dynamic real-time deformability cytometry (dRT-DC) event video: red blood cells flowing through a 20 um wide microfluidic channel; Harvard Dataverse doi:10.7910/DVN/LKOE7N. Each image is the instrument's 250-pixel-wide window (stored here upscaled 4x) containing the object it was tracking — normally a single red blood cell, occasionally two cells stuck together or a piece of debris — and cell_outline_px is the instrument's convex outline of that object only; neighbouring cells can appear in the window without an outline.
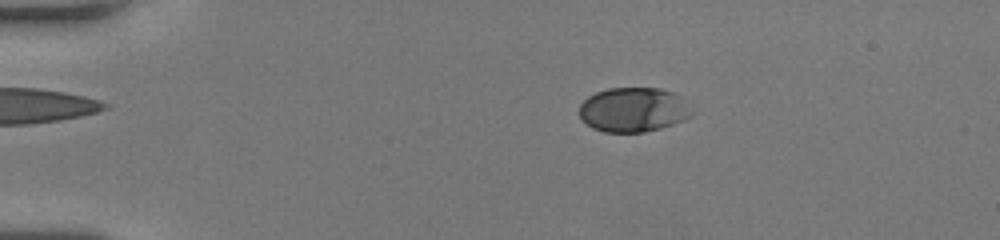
{"species": "human", "species_latin": "Homo sapiens", "temperature_condition": "room temperature", "stored_images_in_passage": 47, "camera_frame_rate_fps": 3000, "um_per_image_px": 0.085, "donor": {"sex": "female"}, "frame": {"image": 1, "passage_image": 5, "time_ms": 1.333, "image_size_px": [1000, 240], "cell_outline_px": [[696, 112], [692, 116], [684, 120], [660, 128], [644, 132], [604, 132], [592, 128], [580, 120], [580, 104], [588, 96], [596, 92], [608, 88], [660, 88], [672, 92], [680, 96]], "centroid_in_image_um": [53.85, 9.33], "position_along_channel_um": 31.2, "area_um2": 29.48}}
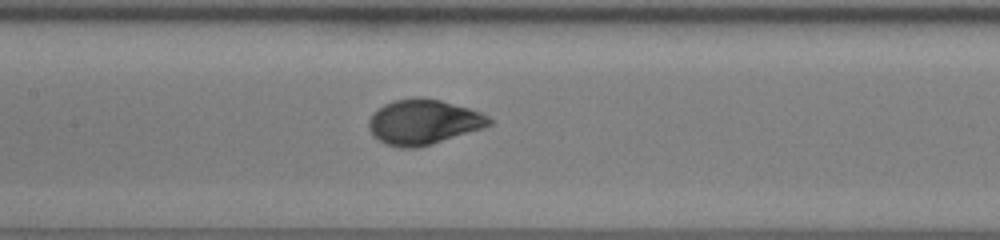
{"frame": {"image": 2, "passage_image": 21, "time_ms": 6.667, "image_size_px": [1000, 240], "cell_outline_px": [[492, 124], [484, 128], [432, 144], [416, 148], [400, 148], [384, 144], [368, 128], [368, 120], [372, 112], [384, 104], [396, 100], [416, 96], [440, 100], [468, 108], [480, 112], [488, 116], [492, 120]], "centroid_in_image_um": [35.98, 10.37], "position_along_channel_um": 171.4, "area_um2": 31.67}}
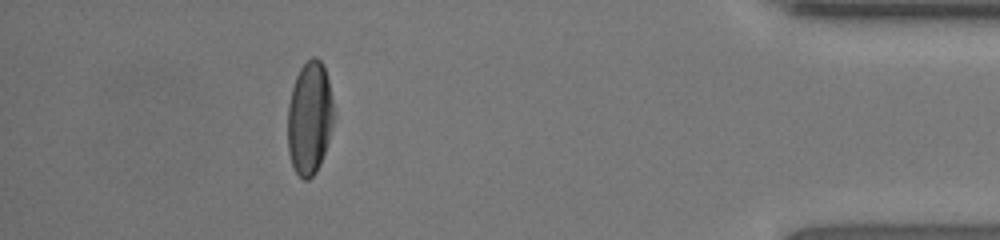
{"frame": {"image": 3, "passage_image": 42, "time_ms": 13.667, "image_size_px": [1000, 240], "cell_outline_px": [[332, 124], [328, 140], [320, 164], [316, 172], [308, 180], [304, 180], [296, 172], [292, 164], [288, 152], [288, 104], [292, 88], [296, 76], [300, 68], [312, 56], [316, 56], [324, 64], [328, 80], [332, 100]], "centroid_in_image_um": [26.29, 10.02], "position_along_channel_um": 408.9, "area_um2": 30.06}, "authors_computed_cell_mechanics": {"area_um2": 30.6918, "velocity_mm_per_s": 4.0492, "shape_relaxation_time_tau1_ms": 3.1051, "shape_relaxation_time_tau2_ms": null, "deformation_change_tau1": 0.193, "deformation_change_tau2": null}}